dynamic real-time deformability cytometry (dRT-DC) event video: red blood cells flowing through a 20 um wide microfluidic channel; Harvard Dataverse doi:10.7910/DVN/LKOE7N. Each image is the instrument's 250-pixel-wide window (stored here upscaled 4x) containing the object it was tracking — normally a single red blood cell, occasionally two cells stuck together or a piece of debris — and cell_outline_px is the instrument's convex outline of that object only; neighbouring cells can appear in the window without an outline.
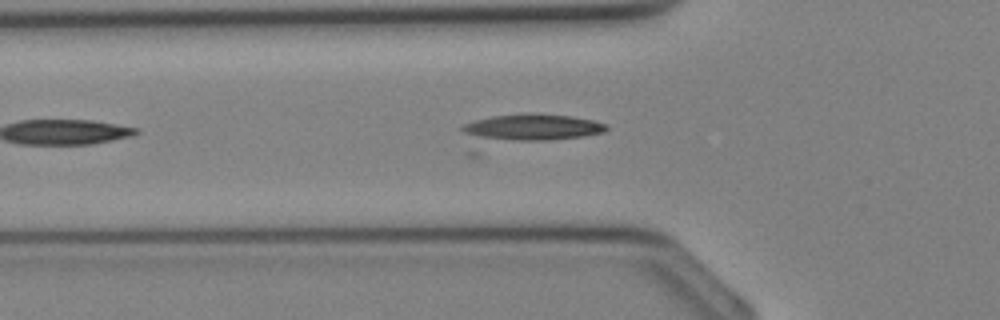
{"species": "Egyptian fruit bat (a non-hibernating species)", "species_latin": "Rousettus aegyptiacus", "temperature_condition": "cold", "stored_images_in_passage": 12, "camera_frame_rate_fps": 3000, "um_per_image_px": 0.085, "animal": {"sex": "female"}, "frame": {"image": 1, "passage_image": 11, "time_ms": 3.333, "image_size_px": [1000, 320], "cell_outline_px": [[608, 128], [604, 132], [584, 136], [480, 156], [468, 156], [460, 128], [464, 124], [476, 120], [492, 116], [572, 116], [592, 120], [608, 124]], "centroid_in_image_um": [44.5, 11.24], "position_along_channel_um": 81.3, "area_um2": 28.5}}